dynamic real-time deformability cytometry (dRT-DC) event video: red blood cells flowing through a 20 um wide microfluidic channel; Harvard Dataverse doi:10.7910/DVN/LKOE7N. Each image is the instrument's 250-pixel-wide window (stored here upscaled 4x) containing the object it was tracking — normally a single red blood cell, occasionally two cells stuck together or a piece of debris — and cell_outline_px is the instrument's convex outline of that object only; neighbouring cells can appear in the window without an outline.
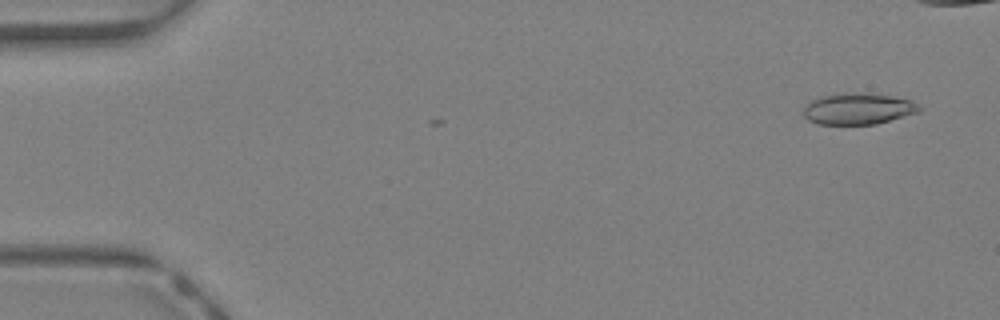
{"species": "Egyptian fruit bat (a non-hibernating species)", "species_latin": "Rousettus aegyptiacus", "temperature_condition": "warm", "stored_images_in_passage": 40, "camera_frame_rate_fps": 3000, "um_per_image_px": 0.085, "animal": {"sex": "female"}, "frame": {"image": 1, "passage_image": 3, "time_ms": 0.667, "image_size_px": [1000, 320], "cell_outline_px": [[924, 108], [920, 112], [876, 124], [816, 124], [808, 120], [804, 116], [804, 108], [812, 100], [820, 96], [844, 92], [864, 92], [892, 96], [912, 100]], "centroid_in_image_um": [72.98, 9.23], "position_along_channel_um": 12.0, "area_um2": 21.44}}
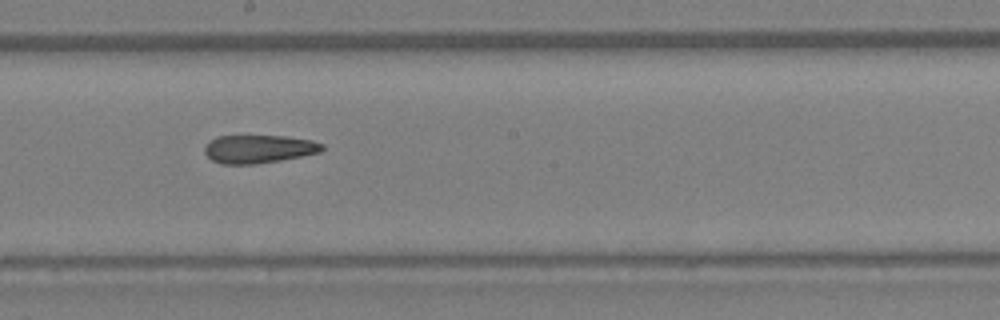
{"frame": {"image": 2, "passage_image": 25, "time_ms": 8.0, "image_size_px": [1000, 320], "cell_outline_px": [[324, 148], [320, 152], [280, 160], [252, 164], [220, 164], [212, 160], [204, 152], [204, 148], [208, 140], [216, 136], [284, 136], [312, 140], [324, 144]], "centroid_in_image_um": [21.96, 12.65], "position_along_channel_um": 226.2, "area_um2": 19.31}}
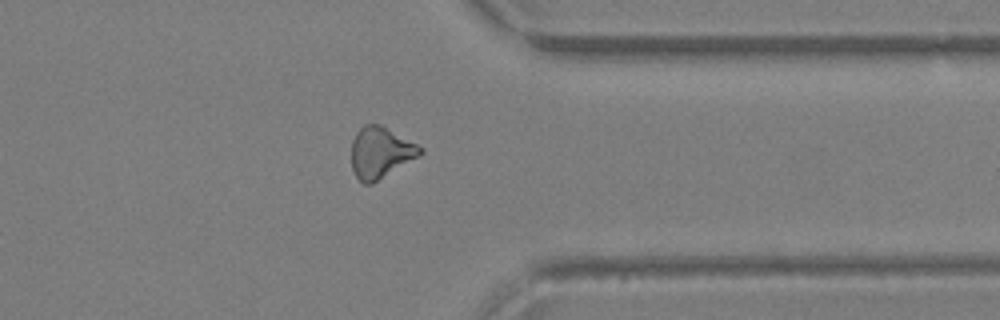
{"frame": {"image": 3, "passage_image": 35, "time_ms": 11.333, "image_size_px": [1000, 320], "cell_outline_px": [[424, 152], [420, 156], [372, 184], [364, 184], [356, 176], [352, 168], [352, 140], [356, 132], [364, 124], [380, 124], [424, 148]], "centroid_in_image_um": [32.35, 12.97], "position_along_channel_um": 379.0, "area_um2": 20.52}, "authors_computed_cell_mechanics": {"area_um2": 20.5768, "velocity_mm_per_s": 4.7512, "shape_relaxation_time_tau1_ms": null, "shape_relaxation_time_tau2_ms": 1.9203, "deformation_change_tau1": null, "deformation_change_tau2": 0.1023}}